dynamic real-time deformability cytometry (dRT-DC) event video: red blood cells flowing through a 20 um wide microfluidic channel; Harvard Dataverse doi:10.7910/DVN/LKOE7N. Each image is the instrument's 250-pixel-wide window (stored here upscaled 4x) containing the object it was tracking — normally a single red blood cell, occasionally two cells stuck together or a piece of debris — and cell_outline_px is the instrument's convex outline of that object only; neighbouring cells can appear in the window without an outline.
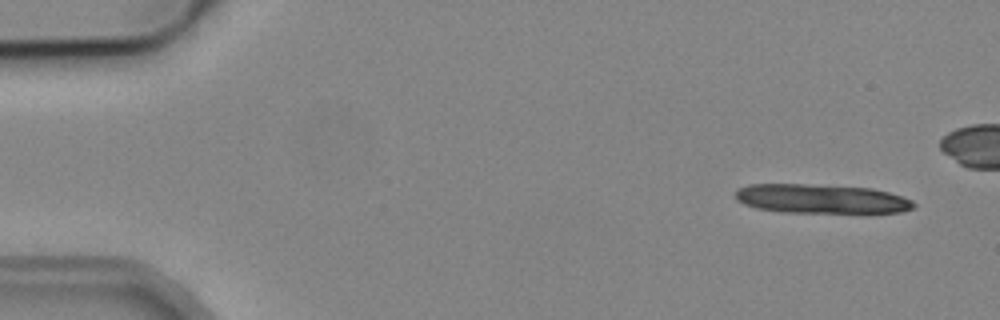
{"species": "common noctule bat (a hibernating species)", "species_latin": "Nyctalus noctula", "temperature_condition": "cold", "stored_images_in_passage": 7, "camera_frame_rate_fps": 3000, "um_per_image_px": 0.085, "animal": {"sex": "male", "body_mass_g": 19.2, "forearm_length_mm": 51.8}, "frame": {"image": 1, "passage_image": 1, "time_ms": 0.0, "image_size_px": [1000, 320], "cell_outline_px": [[916, 204], [912, 208], [900, 212], [780, 212], [756, 208], [744, 204], [736, 200], [736, 188], [748, 184], [804, 184], [872, 188], [888, 192], [912, 200]], "centroid_in_image_um": [69.74, 16.89], "position_along_channel_um": 15.3, "area_um2": 30.17}}